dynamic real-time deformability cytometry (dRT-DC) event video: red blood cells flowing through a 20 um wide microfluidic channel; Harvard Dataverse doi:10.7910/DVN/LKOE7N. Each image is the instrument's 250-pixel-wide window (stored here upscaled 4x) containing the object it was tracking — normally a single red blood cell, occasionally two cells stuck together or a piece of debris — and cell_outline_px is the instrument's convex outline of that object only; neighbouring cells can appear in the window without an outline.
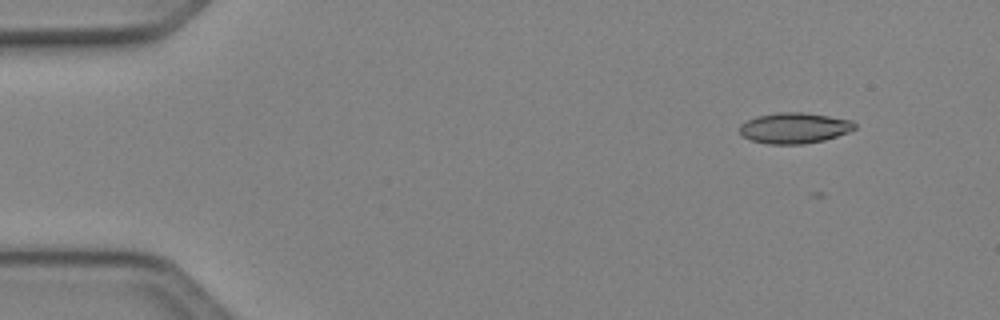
{"species": "Egyptian fruit bat (a non-hibernating species)", "species_latin": "Rousettus aegyptiacus", "temperature_condition": "cold", "stored_images_in_passage": 11, "camera_frame_rate_fps": 3000, "um_per_image_px": 0.085, "animal": {"sex": "female"}, "frame": {"image": 1, "passage_image": 2, "time_ms": 0.333, "image_size_px": [1000, 320], "cell_outline_px": [[856, 128], [848, 132], [824, 140], [804, 144], [768, 144], [752, 140], [740, 136], [740, 124], [756, 116], [780, 112], [804, 112], [852, 120], [856, 124]], "centroid_in_image_um": [67.51, 10.88], "position_along_channel_um": 17.5, "area_um2": 20.63}}